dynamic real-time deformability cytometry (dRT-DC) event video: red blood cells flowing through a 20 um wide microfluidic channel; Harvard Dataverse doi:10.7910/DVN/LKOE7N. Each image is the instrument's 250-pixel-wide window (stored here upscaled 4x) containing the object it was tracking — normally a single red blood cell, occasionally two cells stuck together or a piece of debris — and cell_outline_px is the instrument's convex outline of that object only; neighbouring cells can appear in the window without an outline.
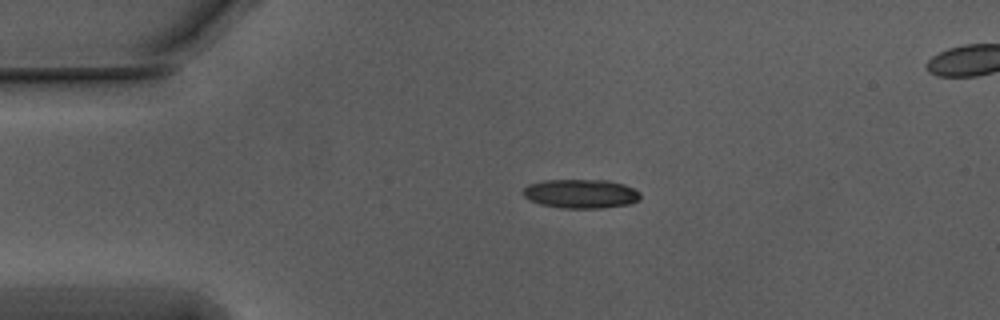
{"species": "Egyptian fruit bat (a non-hibernating species)", "species_latin": "Rousettus aegyptiacus", "temperature_condition": "warm", "stored_images_in_passage": 45, "segment_of_instrument_passage": [1, 2], "camera_frame_rate_fps": 3000, "um_per_image_px": 0.085, "animal": {"sex": "male"}, "frame": {"image": 1, "passage_image": 1, "time_ms": 0.0, "image_size_px": [1000, 320], "cell_outline_px": [[640, 200], [628, 204], [600, 208], [560, 208], [540, 204], [528, 200], [524, 196], [524, 188], [528, 184], [544, 180], [608, 180], [624, 184], [640, 192]], "centroid_in_image_um": [49.36, 16.46], "position_along_channel_um": 35.6, "area_um2": 19.88}}
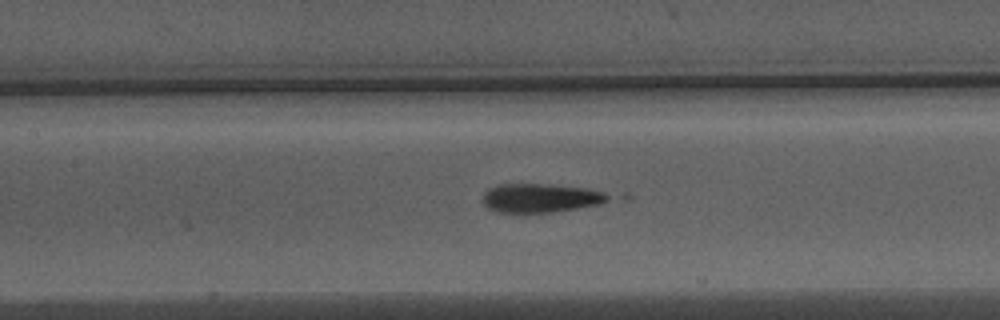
{"frame": {"image": 2, "passage_image": 14, "time_ms": 4.333, "image_size_px": [1000, 320], "cell_outline_px": [[632, 196], [628, 200], [552, 212], [496, 212], [488, 208], [484, 204], [484, 192], [488, 188], [496, 184], [548, 184], [628, 192]], "centroid_in_image_um": [46.48, 16.8], "position_along_channel_um": 160.9, "area_um2": 23.06}}
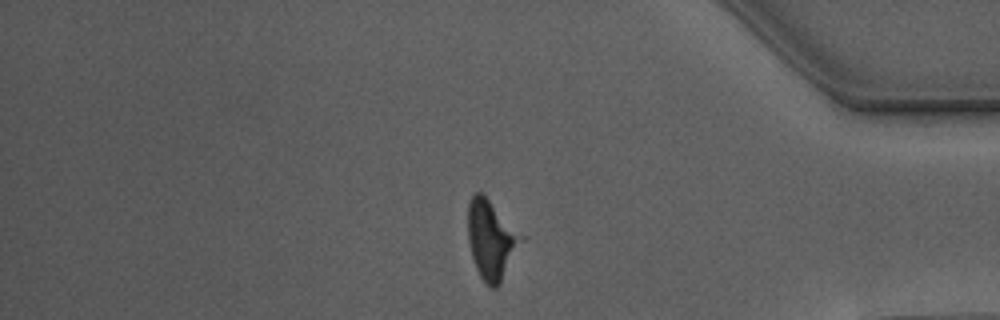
{"frame": {"image": 3, "passage_image": 35, "time_ms": 11.333, "image_size_px": [1000, 320], "cell_outline_px": [[524, 240], [500, 284], [496, 288], [488, 288], [484, 284], [472, 260], [468, 240], [468, 204], [472, 196], [476, 192], [480, 192], [524, 236]], "centroid_in_image_um": [41.75, 20.44], "position_along_channel_um": 393.4, "area_um2": 24.45}}